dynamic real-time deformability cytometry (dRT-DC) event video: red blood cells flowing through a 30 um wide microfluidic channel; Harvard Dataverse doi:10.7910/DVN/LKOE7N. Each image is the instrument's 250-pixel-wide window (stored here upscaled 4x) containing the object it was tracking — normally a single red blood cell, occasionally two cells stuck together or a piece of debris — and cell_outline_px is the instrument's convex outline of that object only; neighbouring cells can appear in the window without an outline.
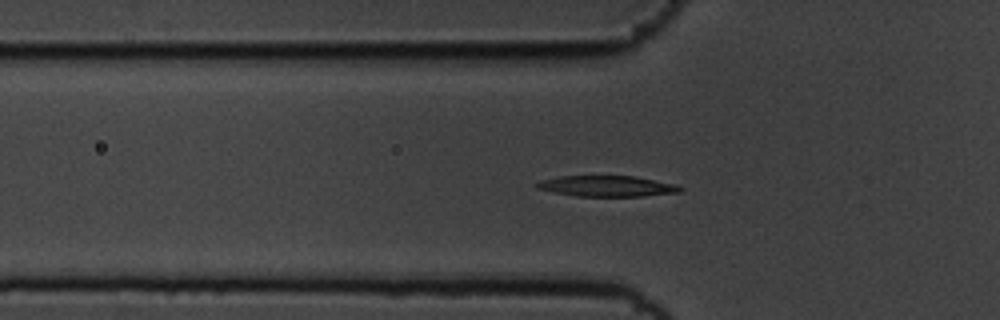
{"species": "common noctule bat (a hibernating species)", "species_latin": "Nyctalus noctula", "temperature_condition": "cold", "stored_images_in_passage": 58, "segment_of_instrument_passage": [1, 2], "camera_frame_rate_fps": 3000, "um_per_image_px": 0.085, "animal": {"sex": "male", "body_mass_g": 19.5, "forearm_length_mm": 54.6}, "frame": {"image": 1, "passage_image": 19, "time_ms": 6.0, "image_size_px": [1000, 320], "cell_outline_px": [[684, 188], [680, 192], [644, 196], [576, 196], [552, 192], [536, 188], [536, 184], [540, 180], [560, 176], [636, 176], [676, 184]], "centroid_in_image_um": [51.61, 15.82], "position_along_channel_um": 74.2, "area_um2": 17.46}}
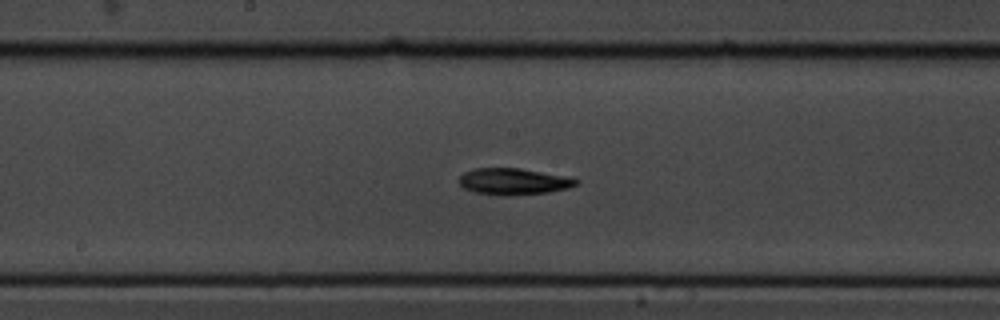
{"frame": {"image": 2, "passage_image": 30, "time_ms": 9.667, "image_size_px": [1000, 320], "cell_outline_px": [[580, 180], [576, 184], [568, 188], [548, 192], [512, 196], [500, 196], [476, 192], [464, 188], [456, 180], [464, 172], [476, 168], [520, 168], [572, 176]], "centroid_in_image_um": [43.68, 15.42], "position_along_channel_um": 204.5, "area_um2": 18.44}}
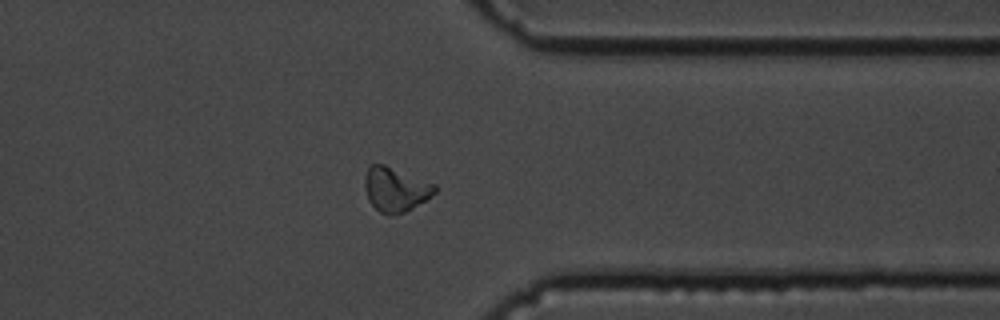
{"frame": {"image": 3, "passage_image": 45, "time_ms": 14.667, "image_size_px": [1000, 320], "cell_outline_px": [[436, 192], [432, 196], [412, 208], [404, 212], [388, 216], [380, 212], [368, 200], [364, 188], [364, 176], [368, 168], [372, 164], [384, 164], [436, 184]], "centroid_in_image_um": [33.6, 16.1], "position_along_channel_um": 377.8, "area_um2": 18.15}}